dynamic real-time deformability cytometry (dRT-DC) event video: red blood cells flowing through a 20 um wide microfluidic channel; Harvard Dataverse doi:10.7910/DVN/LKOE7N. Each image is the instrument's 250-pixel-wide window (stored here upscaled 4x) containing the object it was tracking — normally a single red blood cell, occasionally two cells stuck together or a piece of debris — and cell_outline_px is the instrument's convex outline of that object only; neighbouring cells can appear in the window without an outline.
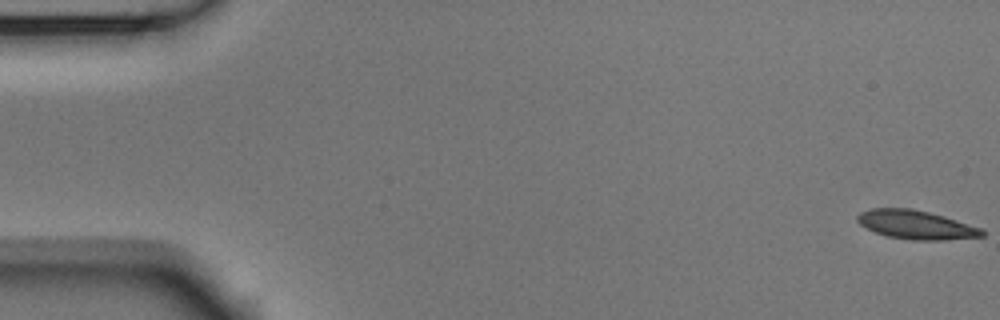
{"species": "Egyptian fruit bat (a non-hibernating species)", "species_latin": "Rousettus aegyptiacus", "temperature_condition": "room temperature", "stored_images_in_passage": 54, "camera_frame_rate_fps": 3000, "um_per_image_px": 0.085, "animal": {"sex": "male"}, "frame": {"image": 1, "passage_image": 1, "time_ms": 0.0, "image_size_px": [1000, 320], "cell_outline_px": [[984, 236], [944, 240], [912, 240], [888, 236], [876, 232], [860, 224], [856, 220], [856, 216], [860, 212], [872, 208], [908, 208], [928, 212], [944, 216], [980, 228], [984, 232]], "centroid_in_image_um": [77.84, 19.1], "position_along_channel_um": 7.2, "area_um2": 20.63}}
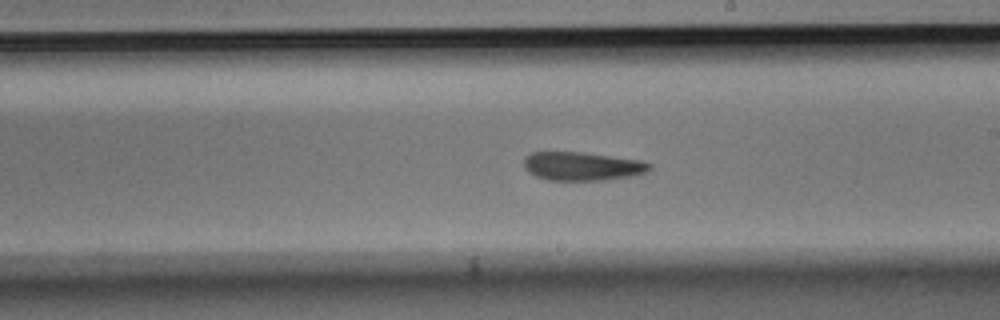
{"frame": {"image": 2, "passage_image": 31, "time_ms": 10.0, "image_size_px": [1000, 320], "cell_outline_px": [[652, 168], [648, 172], [636, 176], [604, 180], [548, 180], [536, 176], [528, 172], [524, 168], [524, 156], [532, 152], [580, 152], [644, 160], [652, 164]], "centroid_in_image_um": [49.54, 14.13], "position_along_channel_um": 239.5, "area_um2": 21.27}}
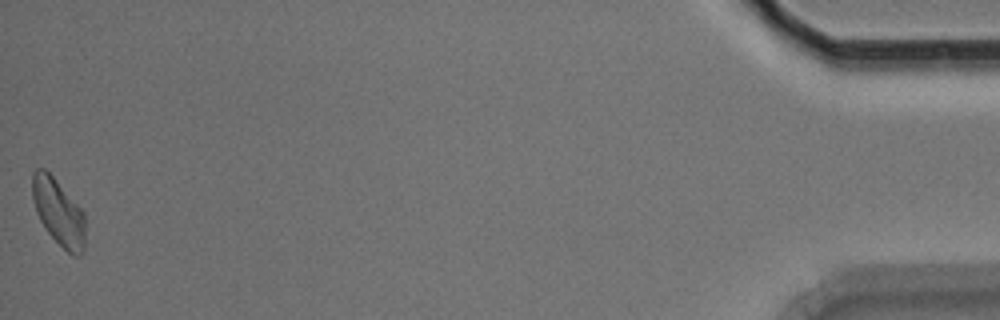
{"frame": {"image": 3, "passage_image": 54, "time_ms": 17.667, "image_size_px": [1000, 320], "cell_outline_px": [[84, 252], [80, 256], [72, 256], [48, 232], [40, 220], [36, 212], [32, 200], [32, 172], [36, 168], [44, 168], [52, 176], [84, 212]], "centroid_in_image_um": [4.96, 18.04], "position_along_channel_um": 430.2, "area_um2": 20.29}, "authors_computed_cell_mechanics": {"area_um2": 21.097, "velocity_mm_per_s": 3.7409, "shape_relaxation_time_tau1_ms": null, "shape_relaxation_time_tau2_ms": 6.5127, "deformation_change_tau1": null, "deformation_change_tau2": 0.1171}}